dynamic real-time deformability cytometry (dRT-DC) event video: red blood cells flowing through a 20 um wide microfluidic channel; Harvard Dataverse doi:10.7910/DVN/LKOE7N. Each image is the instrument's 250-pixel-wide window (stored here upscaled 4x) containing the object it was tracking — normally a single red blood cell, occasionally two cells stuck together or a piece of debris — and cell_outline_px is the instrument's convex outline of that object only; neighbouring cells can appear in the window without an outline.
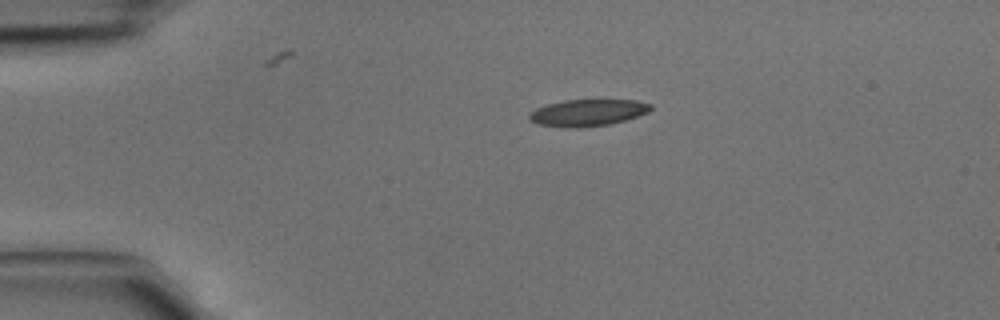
{"species": "common noctule bat (a hibernating species)", "species_latin": "Nyctalus noctula", "temperature_condition": "cold", "stored_images_in_passage": 5, "camera_frame_rate_fps": 3000, "um_per_image_px": 0.085, "animal": {"sex": "male", "body_mass_g": 15.6}, "frame": {"image": 1, "passage_image": 5, "time_ms": 1.333, "image_size_px": [1000, 320], "cell_outline_px": [[652, 108], [648, 112], [624, 120], [608, 124], [580, 128], [568, 128], [536, 124], [528, 120], [528, 116], [536, 108], [548, 104], [564, 100], [636, 100], [652, 104]], "centroid_in_image_um": [49.92, 9.58], "position_along_channel_um": 35.1, "area_um2": 18.9}}